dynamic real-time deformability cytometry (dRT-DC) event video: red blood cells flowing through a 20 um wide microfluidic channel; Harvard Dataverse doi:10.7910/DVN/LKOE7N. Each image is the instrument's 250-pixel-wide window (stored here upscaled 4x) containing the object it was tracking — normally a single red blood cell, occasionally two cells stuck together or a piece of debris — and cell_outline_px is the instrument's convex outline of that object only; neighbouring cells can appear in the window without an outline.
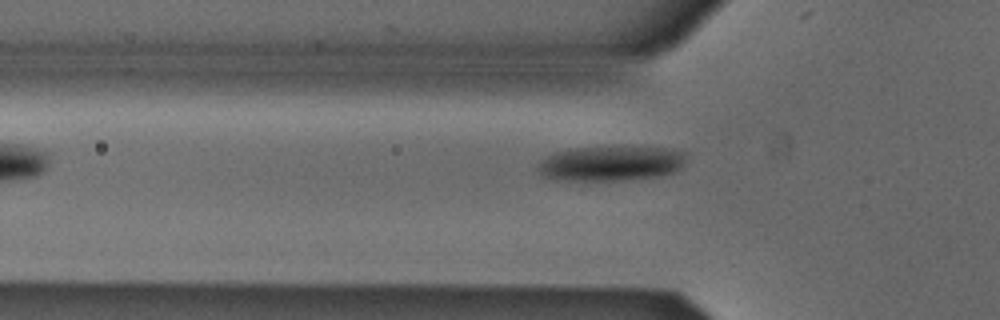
{"species": "Egyptian fruit bat (a non-hibernating species)", "species_latin": "Rousettus aegyptiacus", "temperature_condition": "cold", "stored_images_in_passage": 5, "camera_frame_rate_fps": 3000, "um_per_image_px": 0.085, "animal": {"sex": "male"}, "frame": {"image": 1, "passage_image": 5, "time_ms": 1.333, "image_size_px": [1000, 320], "cell_outline_px": [[684, 160], [680, 168], [672, 172], [660, 176], [624, 180], [556, 180], [540, 176], [536, 168], [536, 164], [540, 160], [556, 152], [576, 148], [672, 148], [684, 152]], "centroid_in_image_um": [51.85, 13.91], "position_along_channel_um": 73.9, "area_um2": 29.88}}